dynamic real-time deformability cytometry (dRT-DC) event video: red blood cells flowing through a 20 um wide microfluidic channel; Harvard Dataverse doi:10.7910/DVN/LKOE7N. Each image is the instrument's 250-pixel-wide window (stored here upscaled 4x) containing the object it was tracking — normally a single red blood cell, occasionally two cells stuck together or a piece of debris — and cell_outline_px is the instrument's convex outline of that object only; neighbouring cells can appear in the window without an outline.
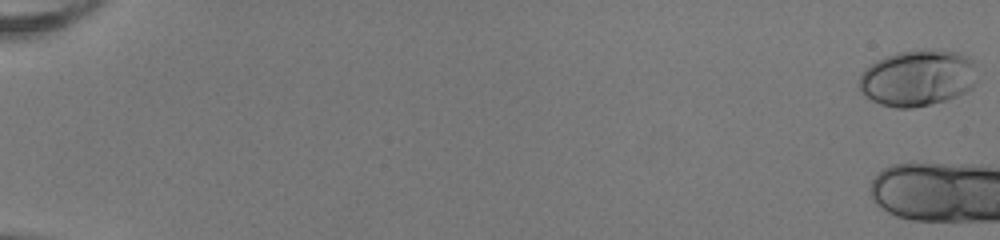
{"species": "human", "species_latin": "Homo sapiens", "temperature_condition": "room temperature", "stored_images_in_passage": 7, "camera_frame_rate_fps": 3000, "um_per_image_px": 0.085, "donor": {"sex": "female"}, "frame": {"image": 1, "passage_image": 1, "time_ms": 0.0, "image_size_px": [1000, 240], "cell_outline_px": [[976, 80], [972, 88], [956, 96], [944, 100], [912, 108], [896, 108], [880, 104], [864, 96], [860, 92], [856, 84], [864, 68], [876, 60], [884, 56], [896, 52], [924, 48], [956, 52], [968, 56], [972, 60]], "centroid_in_image_um": [77.93, 6.61], "position_along_channel_um": 7.1, "area_um2": 39.13}}